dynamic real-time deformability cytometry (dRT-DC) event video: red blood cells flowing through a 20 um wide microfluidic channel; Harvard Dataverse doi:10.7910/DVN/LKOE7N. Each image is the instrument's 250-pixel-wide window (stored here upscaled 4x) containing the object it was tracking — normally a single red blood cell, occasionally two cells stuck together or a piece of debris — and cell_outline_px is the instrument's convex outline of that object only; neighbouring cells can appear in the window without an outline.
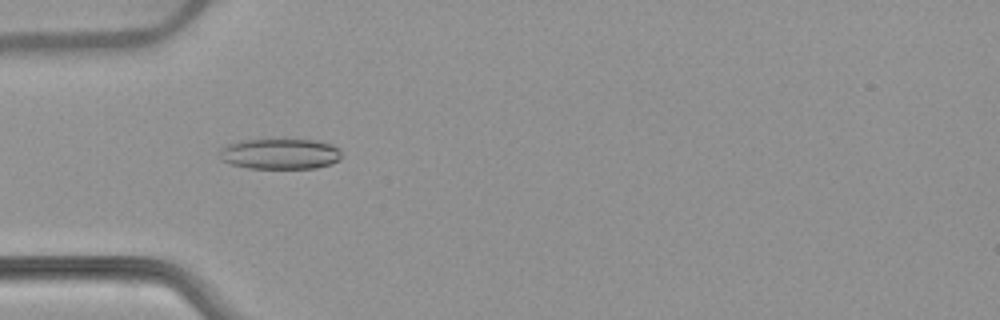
{"species": "common noctule bat (a hibernating species)", "species_latin": "Nyctalus noctula", "temperature_condition": "warm", "stored_images_in_passage": 53, "camera_frame_rate_fps": 3000, "um_per_image_px": 0.085, "animal": {"sex": "female", "body_mass_g": 22.7, "forearm_length_mm": 54.2}, "frame": {"image": 1, "passage_image": 17, "time_ms": 5.333, "image_size_px": [1000, 320], "cell_outline_px": [[340, 160], [332, 164], [316, 168], [248, 168], [232, 164], [220, 160], [220, 148], [228, 144], [244, 140], [316, 140], [332, 144], [340, 148]], "centroid_in_image_um": [23.83, 13.08], "position_along_channel_um": 61.2, "area_um2": 21.79}}
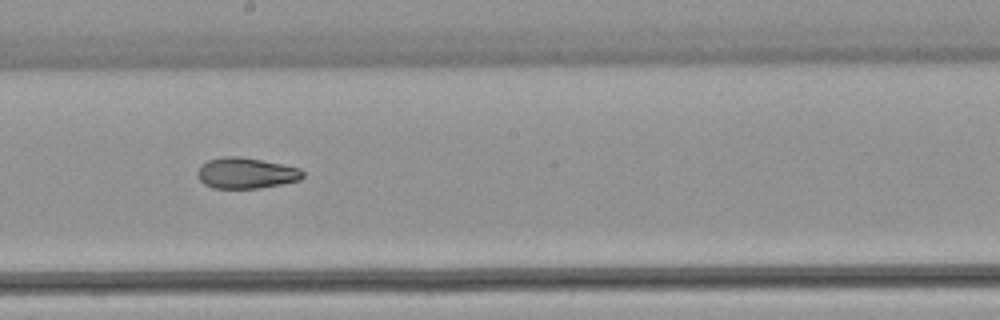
{"frame": {"image": 2, "passage_image": 30, "time_ms": 9.667, "image_size_px": [1000, 320], "cell_outline_px": [[304, 176], [300, 180], [260, 188], [212, 188], [204, 184], [196, 176], [196, 172], [208, 160], [224, 156], [240, 156], [300, 168], [304, 172]], "centroid_in_image_um": [20.9, 14.72], "position_along_channel_um": 227.3, "area_um2": 18.84}}
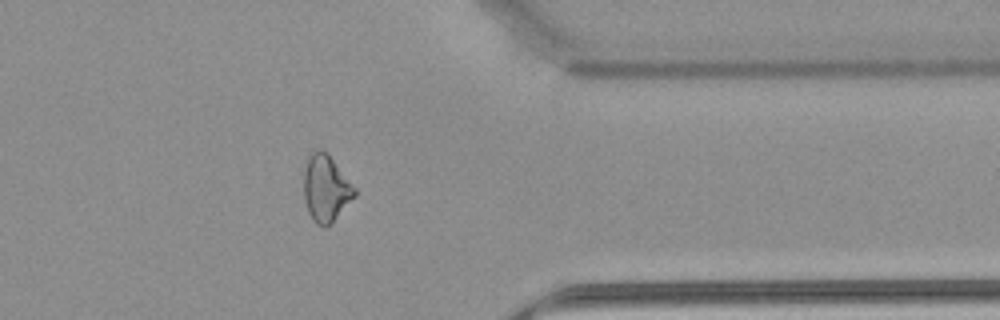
{"frame": {"image": 3, "passage_image": 43, "time_ms": 14.0, "image_size_px": [1000, 320], "cell_outline_px": [[356, 196], [324, 228], [316, 224], [312, 220], [308, 212], [304, 200], [304, 168], [308, 156], [316, 148], [320, 148], [328, 152], [356, 188]], "centroid_in_image_um": [27.68, 15.96], "position_along_channel_um": 383.7, "area_um2": 19.88}, "authors_computed_cell_mechanics": {"area_um2": 21.1548, "velocity_mm_per_s": 3.8841, "shape_relaxation_time_tau1_ms": null, "shape_relaxation_time_tau2_ms": 3.6788, "deformation_change_tau1": null, "deformation_change_tau2": 0.1008}}